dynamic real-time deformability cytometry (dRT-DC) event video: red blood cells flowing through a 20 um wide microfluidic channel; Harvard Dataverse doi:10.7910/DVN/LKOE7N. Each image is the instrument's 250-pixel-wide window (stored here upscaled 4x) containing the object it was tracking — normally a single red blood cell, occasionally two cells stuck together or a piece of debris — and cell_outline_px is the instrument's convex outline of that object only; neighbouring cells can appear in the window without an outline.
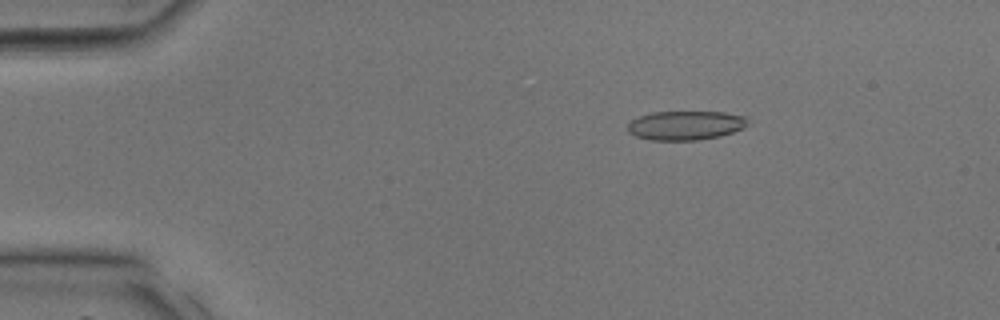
{"species": "common noctule bat (a hibernating species)", "species_latin": "Nyctalus noctula", "temperature_condition": "room temperature", "stored_images_in_passage": 35, "camera_frame_rate_fps": 3000, "um_per_image_px": 0.085, "animal": {"sex": "male", "body_mass_g": 17.9, "forearm_length_mm": 54.2}, "frame": {"image": 1, "passage_image": 4, "time_ms": 1.0, "image_size_px": [1000, 320], "cell_outline_px": [[752, 120], [744, 128], [720, 136], [700, 140], [648, 140], [636, 136], [628, 132], [628, 124], [632, 120], [640, 116], [652, 112], [724, 112], [744, 116]], "centroid_in_image_um": [58.31, 10.66], "position_along_channel_um": 26.7, "area_um2": 20.52}}
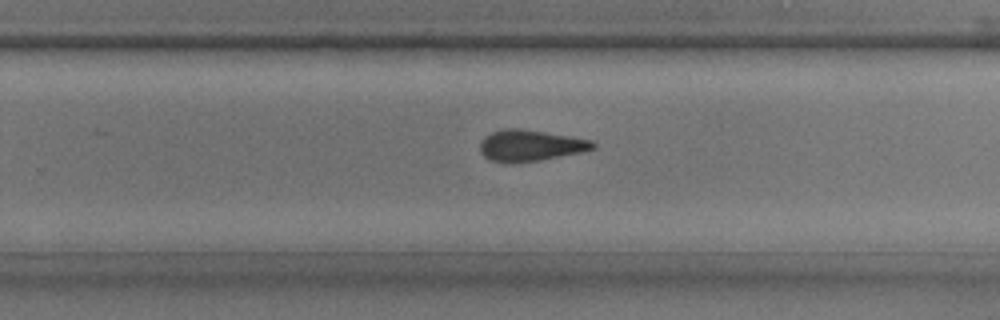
{"frame": {"image": 2, "passage_image": 22, "time_ms": 7.0, "image_size_px": [1000, 320], "cell_outline_px": [[596, 148], [580, 152], [540, 160], [508, 164], [488, 160], [480, 152], [480, 140], [484, 136], [492, 132], [504, 128], [520, 128], [592, 140], [596, 144]], "centroid_in_image_um": [45.02, 12.38], "position_along_channel_um": 284.8, "area_um2": 20.69}}
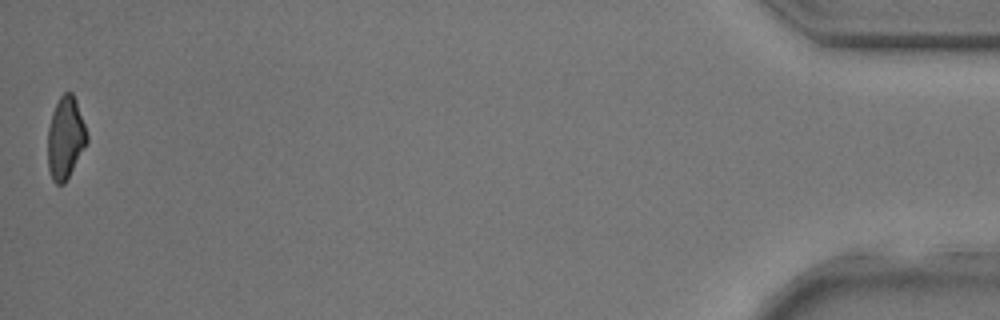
{"frame": {"image": 3, "passage_image": 35, "time_ms": 11.333, "image_size_px": [1000, 320], "cell_outline_px": [[88, 140], [64, 184], [56, 184], [52, 180], [48, 168], [48, 128], [52, 112], [60, 96], [64, 92], [72, 92], [76, 100], [88, 136]], "centroid_in_image_um": [5.55, 11.71], "position_along_channel_um": 429.7, "area_um2": 18.5}}